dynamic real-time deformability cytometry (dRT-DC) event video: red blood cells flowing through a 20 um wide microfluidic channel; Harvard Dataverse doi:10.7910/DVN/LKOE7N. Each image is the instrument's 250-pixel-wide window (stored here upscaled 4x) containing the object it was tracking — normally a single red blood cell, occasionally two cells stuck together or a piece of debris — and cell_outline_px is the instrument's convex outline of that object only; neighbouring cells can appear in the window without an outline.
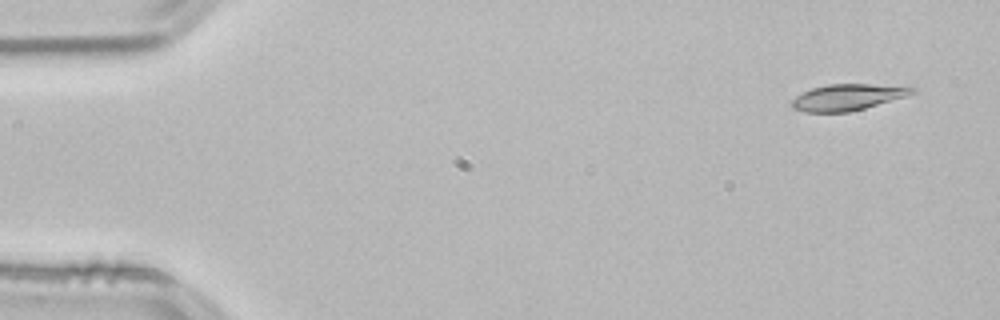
{"species": "common noctule bat (a hibernating species)", "species_latin": "Nyctalus noctula", "temperature_condition": "room temperature", "stored_images_in_passage": 51, "camera_frame_rate_fps": 3000, "um_per_image_px": 0.085, "animal": {"sex": "male", "body_mass_g": 21.5, "forearm_length_mm": 52.0}, "frame": {"image": 1, "passage_image": 1, "time_ms": 0.0, "image_size_px": [1000, 320], "cell_outline_px": [[916, 92], [904, 96], [864, 108], [848, 112], [804, 112], [792, 108], [792, 100], [796, 96], [812, 88], [828, 84], [912, 84], [916, 88]], "centroid_in_image_um": [72.13, 8.23], "position_along_channel_um": 12.9, "area_um2": 18.61}}
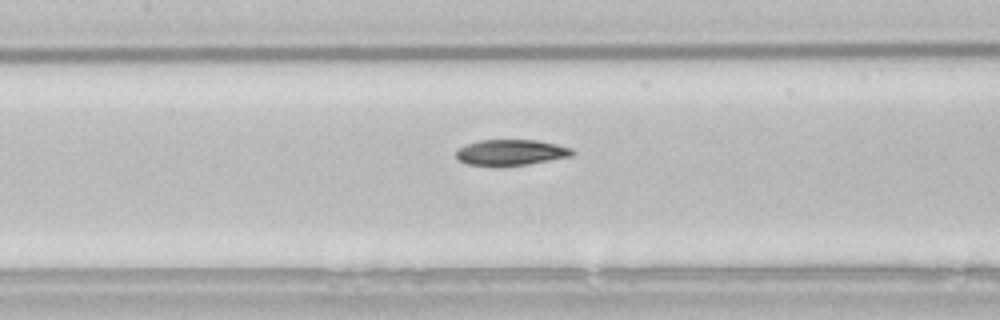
{"frame": {"image": 2, "passage_image": 22, "time_ms": 7.0, "image_size_px": [1000, 320], "cell_outline_px": [[576, 152], [572, 156], [528, 164], [468, 164], [460, 160], [456, 156], [456, 152], [460, 148], [468, 144], [480, 140], [536, 140], [556, 144], [572, 148]], "centroid_in_image_um": [43.5, 12.93], "position_along_channel_um": 163.9, "area_um2": 16.88}}
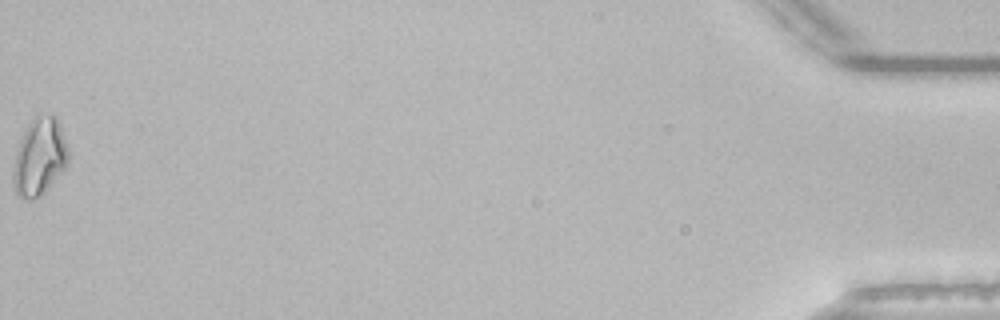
{"frame": {"image": 3, "passage_image": 51, "time_ms": 16.667, "image_size_px": [1000, 320], "cell_outline_px": [[68, 160], [64, 168], [40, 196], [28, 200], [16, 196], [12, 184], [12, 168], [16, 152], [20, 140], [28, 124], [36, 116], [52, 112], [56, 116], [68, 148]], "centroid_in_image_um": [3.32, 13.34], "position_along_channel_um": 431.9, "area_um2": 24.8}, "authors_computed_cell_mechanics": {"area_um2": 18.0914, "velocity_mm_per_s": 3.8354, "shape_relaxation_time_tau1_ms": 6.8404, "shape_relaxation_time_tau2_ms": 4.5918, "deformation_change_tau1": 0.1755, "deformation_change_tau2": 0.1027}}